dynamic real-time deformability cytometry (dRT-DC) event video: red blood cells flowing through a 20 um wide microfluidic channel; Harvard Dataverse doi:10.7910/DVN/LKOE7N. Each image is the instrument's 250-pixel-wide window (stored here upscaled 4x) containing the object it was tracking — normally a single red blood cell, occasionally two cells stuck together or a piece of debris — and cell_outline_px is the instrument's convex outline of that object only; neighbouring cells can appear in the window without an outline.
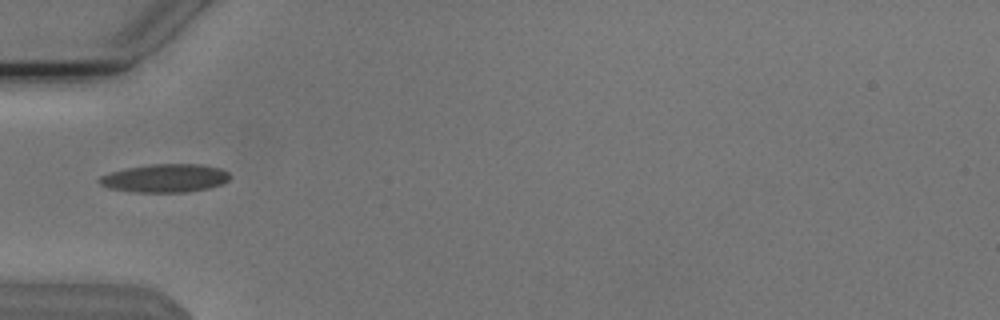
{"species": "Egyptian fruit bat (a non-hibernating species)", "species_latin": "Rousettus aegyptiacus", "temperature_condition": "cold", "stored_images_in_passage": 26, "camera_frame_rate_fps": 3000, "um_per_image_px": 0.085, "animal": {"sex": "male"}, "frame": {"image": 1, "passage_image": 1, "time_ms": 0.0, "image_size_px": [1000, 320], "cell_outline_px": [[232, 176], [228, 180], [220, 184], [208, 188], [184, 192], [136, 192], [108, 188], [100, 184], [96, 180], [100, 176], [112, 172], [128, 168], [148, 164], [204, 164], [220, 168], [228, 172]], "centroid_in_image_um": [14.03, 15.14], "position_along_channel_um": 71.0, "area_um2": 21.5}}
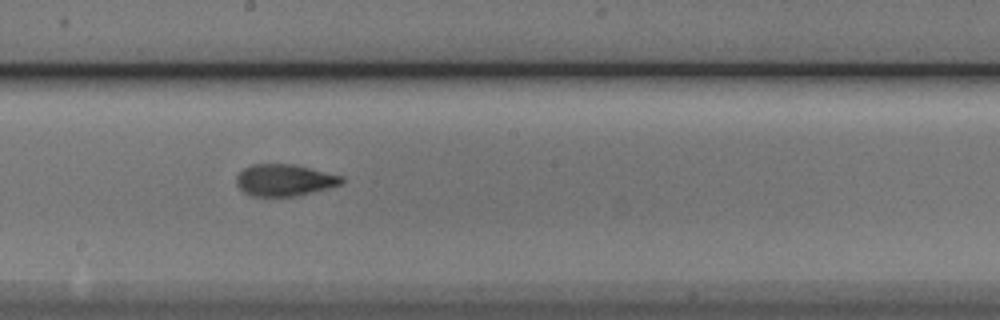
{"frame": {"image": 2, "passage_image": 13, "time_ms": 4.0, "image_size_px": [1000, 320], "cell_outline_px": [[344, 184], [296, 196], [252, 196], [244, 192], [236, 184], [236, 176], [244, 168], [252, 164], [296, 164], [344, 176]], "centroid_in_image_um": [24.21, 15.3], "position_along_channel_um": 224.0, "area_um2": 19.65}}
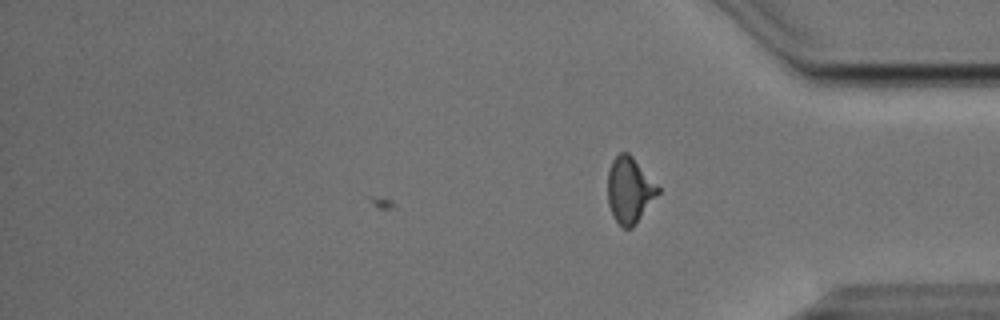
{"frame": {"image": 3, "passage_image": 26, "time_ms": 8.333, "image_size_px": [1000, 320], "cell_outline_px": [[660, 192], [636, 224], [632, 228], [624, 228], [616, 220], [608, 204], [608, 168], [612, 160], [620, 152], [628, 152], [632, 156], [660, 188]], "centroid_in_image_um": [53.51, 16.14], "position_along_channel_um": 381.7, "area_um2": 19.19}, "authors_computed_cell_mechanics": {"area_um2": 19.3919, "velocity_mm_per_s": 3.8178, "shape_relaxation_time_tau1_ms": 5.0126, "shape_relaxation_time_tau2_ms": 1.9344, "deformation_change_tau1": 0.167, "deformation_change_tau2": 0.0895}}